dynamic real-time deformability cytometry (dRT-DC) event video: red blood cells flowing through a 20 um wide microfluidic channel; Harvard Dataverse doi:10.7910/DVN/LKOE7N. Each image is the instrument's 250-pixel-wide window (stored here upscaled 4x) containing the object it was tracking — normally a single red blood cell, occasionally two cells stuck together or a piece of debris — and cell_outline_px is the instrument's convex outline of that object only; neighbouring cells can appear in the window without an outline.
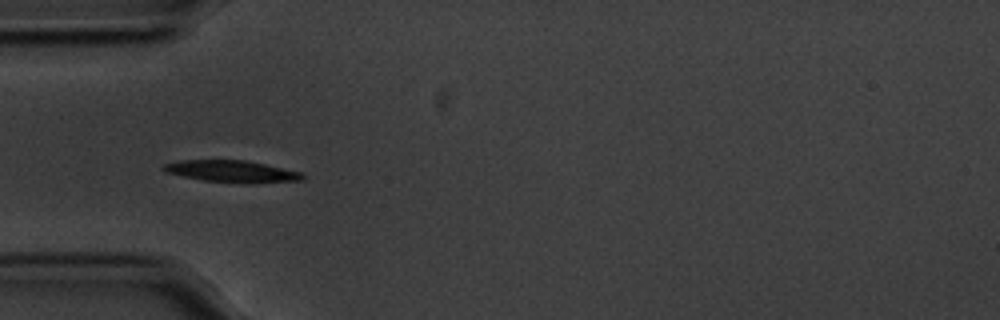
{"species": "common noctule bat (a hibernating species)", "species_latin": "Nyctalus noctula", "temperature_condition": "cold", "stored_images_in_passage": 40, "camera_frame_rate_fps": 3000, "um_per_image_px": 0.085, "animal": {"sex": "male", "body_mass_g": 20.1, "forearm_length_mm": 53.5}, "frame": {"image": 1, "passage_image": 1, "time_ms": 0.0, "image_size_px": [1000, 320], "cell_outline_px": [[304, 180], [252, 184], [244, 184], [204, 180], [164, 172], [160, 168], [164, 164], [180, 160], [244, 160], [304, 172]], "centroid_in_image_um": [19.75, 14.58], "position_along_channel_um": 65.3, "area_um2": 17.92}}
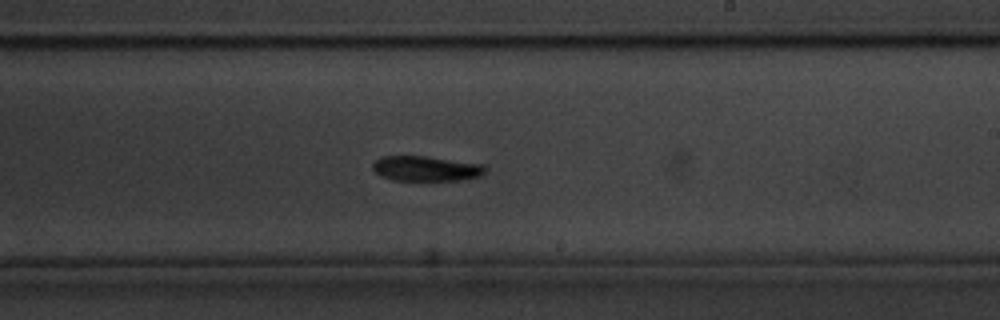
{"frame": {"image": 2, "passage_image": 17, "time_ms": 5.333, "image_size_px": [1000, 320], "cell_outline_px": [[488, 168], [480, 176], [464, 180], [392, 180], [380, 176], [372, 168], [372, 164], [380, 156], [424, 156], [484, 164]], "centroid_in_image_um": [36.22, 14.33], "position_along_channel_um": 252.8, "area_um2": 16.53}}
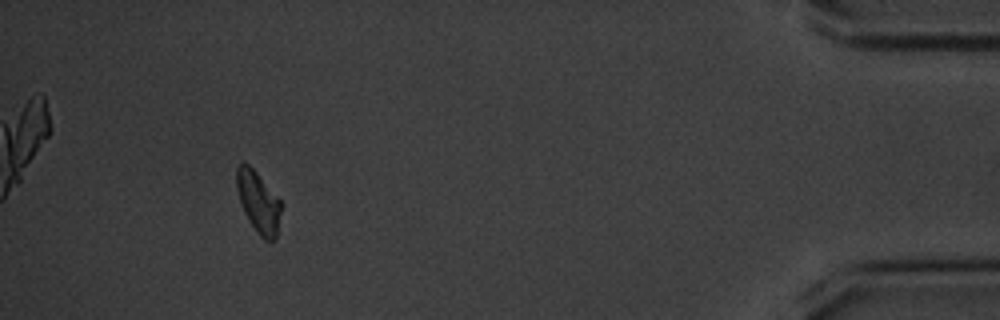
{"frame": {"image": 3, "passage_image": 36, "time_ms": 11.667, "image_size_px": [1000, 320], "cell_outline_px": [[284, 204], [276, 240], [272, 244], [264, 240], [260, 236], [248, 220], [244, 212], [236, 188], [236, 168], [240, 164], [248, 164], [256, 172]], "centroid_in_image_um": [22.01, 17.25], "position_along_channel_um": 413.2, "area_um2": 16.24}, "authors_computed_cell_mechanics": {"area_um2": 16.5308, "velocity_mm_per_s": 3.523, "shape_relaxation_time_tau1_ms": 1.5785, "shape_relaxation_time_tau2_ms": null, "deformation_change_tau1": 0.1161, "deformation_change_tau2": null}}